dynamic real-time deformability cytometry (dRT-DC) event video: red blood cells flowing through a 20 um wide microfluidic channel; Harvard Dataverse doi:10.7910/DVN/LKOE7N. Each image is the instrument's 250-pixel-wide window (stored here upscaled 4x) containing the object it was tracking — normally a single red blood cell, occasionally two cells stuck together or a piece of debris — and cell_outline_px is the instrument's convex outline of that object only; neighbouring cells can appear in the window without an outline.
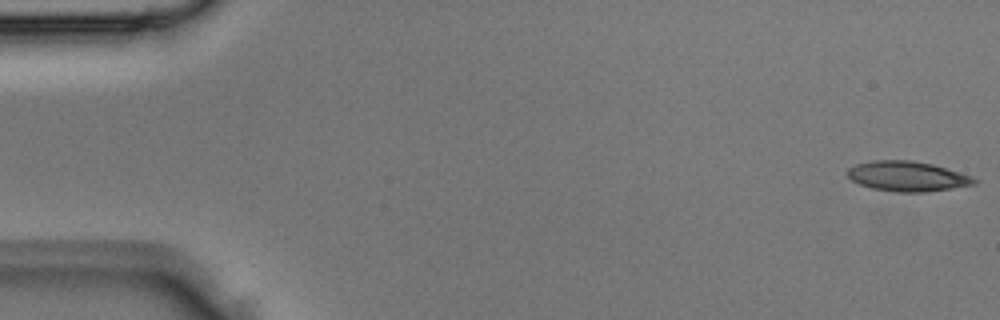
{"species": "Egyptian fruit bat (a non-hibernating species)", "species_latin": "Rousettus aegyptiacus", "temperature_condition": "room temperature", "stored_images_in_passage": 4, "camera_frame_rate_fps": 3000, "um_per_image_px": 0.085, "animal": {"sex": "male"}, "frame": {"image": 1, "passage_image": 1, "time_ms": 0.0, "image_size_px": [1000, 320], "cell_outline_px": [[980, 180], [976, 184], [952, 188], [924, 192], [896, 192], [872, 188], [860, 184], [852, 180], [848, 176], [848, 168], [856, 164], [872, 160], [912, 160], [932, 164], [972, 176]], "centroid_in_image_um": [77.14, 14.98], "position_along_channel_um": 7.9, "area_um2": 22.14}}
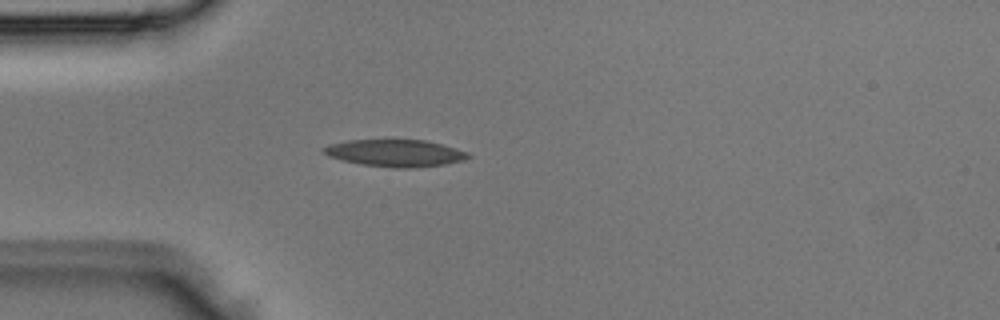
{"frame": {"image": 2, "passage_image": 4, "time_ms": 1.0, "image_size_px": [1000, 320], "cell_outline_px": [[472, 156], [464, 160], [444, 164], [412, 168], [396, 168], [364, 164], [344, 160], [328, 156], [324, 152], [324, 148], [328, 144], [348, 140], [384, 136], [392, 136], [428, 140], [456, 148], [468, 152]], "centroid_in_image_um": [33.61, 12.94], "position_along_channel_um": 51.4, "area_um2": 23.87}}